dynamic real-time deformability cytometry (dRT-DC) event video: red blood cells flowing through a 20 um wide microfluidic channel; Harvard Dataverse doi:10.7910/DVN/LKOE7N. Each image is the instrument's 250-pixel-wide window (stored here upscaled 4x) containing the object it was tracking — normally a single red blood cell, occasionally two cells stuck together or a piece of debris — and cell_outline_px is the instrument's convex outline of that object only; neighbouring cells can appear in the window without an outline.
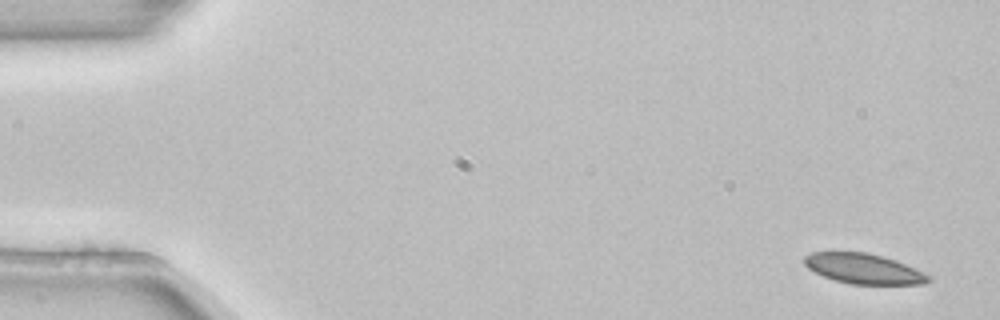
{"species": "common noctule bat (a hibernating species)", "species_latin": "Nyctalus noctula", "temperature_condition": "room temperature", "stored_images_in_passage": 3, "camera_frame_rate_fps": 3000, "um_per_image_px": 0.085, "animal": {"sex": "female", "body_mass_g": 22.7, "forearm_length_mm": 54.2}, "frame": {"image": 1, "passage_image": 1, "time_ms": 0.0, "image_size_px": [1000, 320], "cell_outline_px": [[932, 280], [924, 284], [852, 284], [836, 280], [824, 276], [808, 268], [804, 264], [804, 256], [812, 252], [868, 252], [884, 256], [896, 260], [932, 276]], "centroid_in_image_um": [73.44, 22.83], "position_along_channel_um": 11.6, "area_um2": 21.79}}
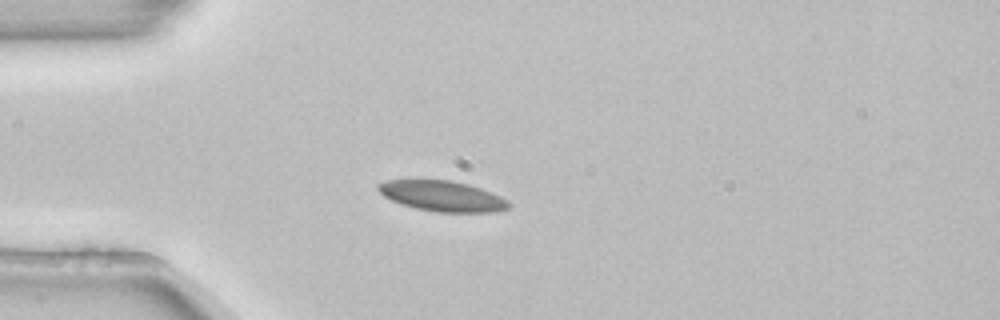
{"frame": {"image": 2, "passage_image": 3, "time_ms": 0.667, "image_size_px": [1000, 320], "cell_outline_px": [[512, 204], [508, 208], [496, 212], [436, 212], [416, 208], [400, 204], [384, 196], [376, 188], [376, 184], [384, 180], [408, 176], [452, 180], [468, 184], [480, 188], [500, 196], [508, 200]], "centroid_in_image_um": [37.49, 16.6], "position_along_channel_um": 47.5, "area_um2": 24.28}}